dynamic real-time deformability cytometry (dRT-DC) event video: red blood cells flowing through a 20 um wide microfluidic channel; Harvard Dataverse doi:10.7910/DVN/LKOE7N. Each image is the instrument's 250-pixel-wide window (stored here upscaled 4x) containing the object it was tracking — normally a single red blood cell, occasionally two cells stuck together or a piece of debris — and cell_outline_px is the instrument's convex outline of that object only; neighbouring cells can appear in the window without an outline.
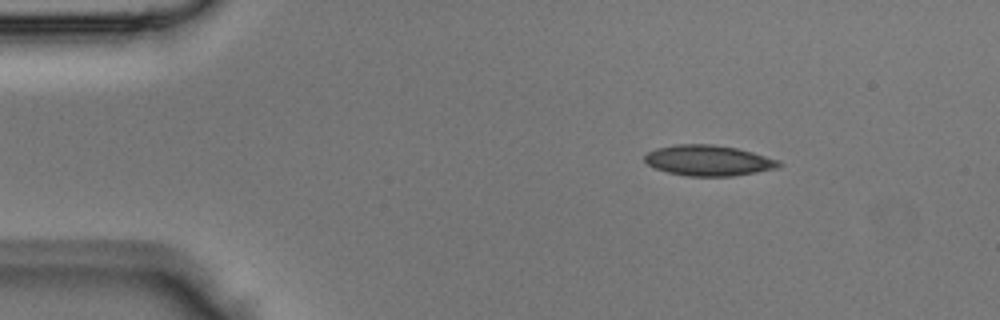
{"species": "Egyptian fruit bat (a non-hibernating species)", "species_latin": "Rousettus aegyptiacus", "temperature_condition": "room temperature", "stored_images_in_passage": 42, "segment_of_instrument_passage": [1, 2], "camera_frame_rate_fps": 3000, "um_per_image_px": 0.085, "animal": {"sex": "male"}, "frame": {"image": 1, "passage_image": 5, "time_ms": 1.333, "image_size_px": [1000, 320], "cell_outline_px": [[784, 164], [780, 168], [732, 176], [688, 176], [668, 172], [656, 168], [648, 164], [644, 160], [644, 156], [648, 152], [656, 148], [676, 144], [712, 144], [736, 148], [752, 152], [780, 160]], "centroid_in_image_um": [60.26, 13.64], "position_along_channel_um": 24.7, "area_um2": 23.99}}
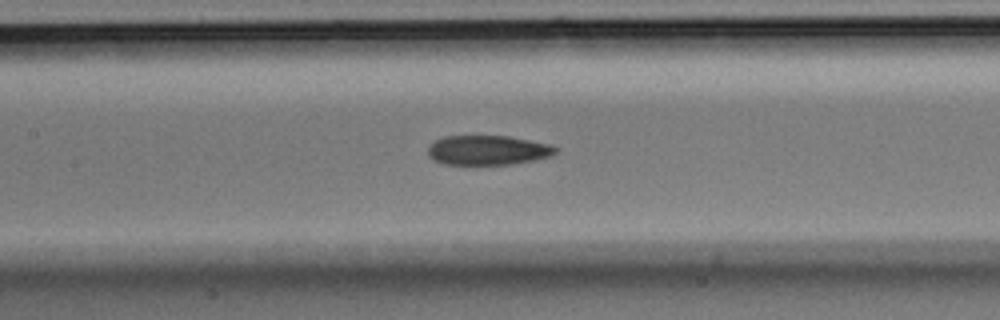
{"frame": {"image": 2, "passage_image": 18, "time_ms": 5.667, "image_size_px": [1000, 320], "cell_outline_px": [[560, 148], [556, 152], [548, 156], [532, 160], [508, 164], [444, 164], [432, 160], [428, 156], [428, 144], [444, 136], [508, 136], [552, 144]], "centroid_in_image_um": [41.43, 12.75], "position_along_channel_um": 166.0, "area_um2": 22.02}}
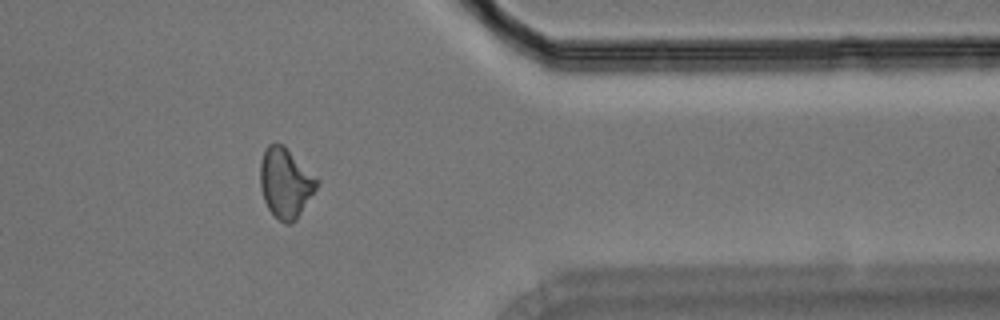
{"frame": {"image": 3, "passage_image": 33, "time_ms": 10.667, "image_size_px": [1000, 320], "cell_outline_px": [[320, 184], [296, 220], [292, 224], [288, 224], [280, 220], [268, 208], [264, 200], [260, 188], [260, 160], [268, 144], [284, 144], [320, 180]], "centroid_in_image_um": [24.29, 15.53], "position_along_channel_um": 387.1, "area_um2": 23.24}}